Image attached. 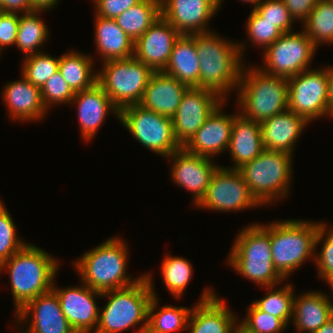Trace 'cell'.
I'll use <instances>...</instances> for the list:
<instances>
[{"instance_id": "40", "label": "cell", "mask_w": 333, "mask_h": 333, "mask_svg": "<svg viewBox=\"0 0 333 333\" xmlns=\"http://www.w3.org/2000/svg\"><path fill=\"white\" fill-rule=\"evenodd\" d=\"M246 32L248 38L253 45H258L265 50L268 46L273 44L283 33L270 23L252 8L250 15L247 18Z\"/></svg>"}, {"instance_id": "54", "label": "cell", "mask_w": 333, "mask_h": 333, "mask_svg": "<svg viewBox=\"0 0 333 333\" xmlns=\"http://www.w3.org/2000/svg\"><path fill=\"white\" fill-rule=\"evenodd\" d=\"M2 2L3 0H0V10L2 11Z\"/></svg>"}, {"instance_id": "43", "label": "cell", "mask_w": 333, "mask_h": 333, "mask_svg": "<svg viewBox=\"0 0 333 333\" xmlns=\"http://www.w3.org/2000/svg\"><path fill=\"white\" fill-rule=\"evenodd\" d=\"M255 10L264 20L273 23L282 33L293 31L294 19L291 17L283 0H263Z\"/></svg>"}, {"instance_id": "26", "label": "cell", "mask_w": 333, "mask_h": 333, "mask_svg": "<svg viewBox=\"0 0 333 333\" xmlns=\"http://www.w3.org/2000/svg\"><path fill=\"white\" fill-rule=\"evenodd\" d=\"M264 150L260 123L250 120L240 113L234 117L230 142L227 148L235 164L229 169H239Z\"/></svg>"}, {"instance_id": "41", "label": "cell", "mask_w": 333, "mask_h": 333, "mask_svg": "<svg viewBox=\"0 0 333 333\" xmlns=\"http://www.w3.org/2000/svg\"><path fill=\"white\" fill-rule=\"evenodd\" d=\"M327 223H322L319 226L315 247L323 240L321 251L315 252L314 261L317 266L318 277L320 280L326 281L333 275V226L327 228ZM325 239V240H324Z\"/></svg>"}, {"instance_id": "3", "label": "cell", "mask_w": 333, "mask_h": 333, "mask_svg": "<svg viewBox=\"0 0 333 333\" xmlns=\"http://www.w3.org/2000/svg\"><path fill=\"white\" fill-rule=\"evenodd\" d=\"M231 249L228 265L246 279L260 287L278 286L285 281L272 261L270 224H248L240 230Z\"/></svg>"}, {"instance_id": "15", "label": "cell", "mask_w": 333, "mask_h": 333, "mask_svg": "<svg viewBox=\"0 0 333 333\" xmlns=\"http://www.w3.org/2000/svg\"><path fill=\"white\" fill-rule=\"evenodd\" d=\"M52 290L56 293L61 304V310L67 318L69 325L76 333H95L100 308L96 303V297H102V292L89 286L78 285L73 287H56Z\"/></svg>"}, {"instance_id": "22", "label": "cell", "mask_w": 333, "mask_h": 333, "mask_svg": "<svg viewBox=\"0 0 333 333\" xmlns=\"http://www.w3.org/2000/svg\"><path fill=\"white\" fill-rule=\"evenodd\" d=\"M72 103L77 107L80 133L84 142L93 139L109 113L119 120L120 110L98 83L90 89L75 93L70 104Z\"/></svg>"}, {"instance_id": "28", "label": "cell", "mask_w": 333, "mask_h": 333, "mask_svg": "<svg viewBox=\"0 0 333 333\" xmlns=\"http://www.w3.org/2000/svg\"><path fill=\"white\" fill-rule=\"evenodd\" d=\"M94 43L102 63L130 58L134 55V42L117 25L115 19L95 16Z\"/></svg>"}, {"instance_id": "38", "label": "cell", "mask_w": 333, "mask_h": 333, "mask_svg": "<svg viewBox=\"0 0 333 333\" xmlns=\"http://www.w3.org/2000/svg\"><path fill=\"white\" fill-rule=\"evenodd\" d=\"M16 231V225L2 201L0 203V265L27 244L21 238L19 239Z\"/></svg>"}, {"instance_id": "10", "label": "cell", "mask_w": 333, "mask_h": 333, "mask_svg": "<svg viewBox=\"0 0 333 333\" xmlns=\"http://www.w3.org/2000/svg\"><path fill=\"white\" fill-rule=\"evenodd\" d=\"M119 121L141 146L159 156L167 159L181 148L174 135L172 119L139 104L121 109Z\"/></svg>"}, {"instance_id": "37", "label": "cell", "mask_w": 333, "mask_h": 333, "mask_svg": "<svg viewBox=\"0 0 333 333\" xmlns=\"http://www.w3.org/2000/svg\"><path fill=\"white\" fill-rule=\"evenodd\" d=\"M23 59L21 76L40 89L58 71L59 58L45 52L28 55Z\"/></svg>"}, {"instance_id": "32", "label": "cell", "mask_w": 333, "mask_h": 333, "mask_svg": "<svg viewBox=\"0 0 333 333\" xmlns=\"http://www.w3.org/2000/svg\"><path fill=\"white\" fill-rule=\"evenodd\" d=\"M161 16V0H142L115 18L117 25L135 42Z\"/></svg>"}, {"instance_id": "46", "label": "cell", "mask_w": 333, "mask_h": 333, "mask_svg": "<svg viewBox=\"0 0 333 333\" xmlns=\"http://www.w3.org/2000/svg\"><path fill=\"white\" fill-rule=\"evenodd\" d=\"M294 21L302 24L310 15L318 0H283ZM297 19V20H296Z\"/></svg>"}, {"instance_id": "33", "label": "cell", "mask_w": 333, "mask_h": 333, "mask_svg": "<svg viewBox=\"0 0 333 333\" xmlns=\"http://www.w3.org/2000/svg\"><path fill=\"white\" fill-rule=\"evenodd\" d=\"M40 12L32 11L20 15L15 46L25 56L39 53L38 47L49 39V30L45 22L39 17Z\"/></svg>"}, {"instance_id": "9", "label": "cell", "mask_w": 333, "mask_h": 333, "mask_svg": "<svg viewBox=\"0 0 333 333\" xmlns=\"http://www.w3.org/2000/svg\"><path fill=\"white\" fill-rule=\"evenodd\" d=\"M97 83L119 109L139 104L153 70L133 56L103 63Z\"/></svg>"}, {"instance_id": "44", "label": "cell", "mask_w": 333, "mask_h": 333, "mask_svg": "<svg viewBox=\"0 0 333 333\" xmlns=\"http://www.w3.org/2000/svg\"><path fill=\"white\" fill-rule=\"evenodd\" d=\"M21 13H0V52L7 46H13L16 42L17 31Z\"/></svg>"}, {"instance_id": "45", "label": "cell", "mask_w": 333, "mask_h": 333, "mask_svg": "<svg viewBox=\"0 0 333 333\" xmlns=\"http://www.w3.org/2000/svg\"><path fill=\"white\" fill-rule=\"evenodd\" d=\"M95 4V15L115 19L122 12L137 5L142 0H92Z\"/></svg>"}, {"instance_id": "48", "label": "cell", "mask_w": 333, "mask_h": 333, "mask_svg": "<svg viewBox=\"0 0 333 333\" xmlns=\"http://www.w3.org/2000/svg\"><path fill=\"white\" fill-rule=\"evenodd\" d=\"M59 0H29L31 12H44L54 8Z\"/></svg>"}, {"instance_id": "47", "label": "cell", "mask_w": 333, "mask_h": 333, "mask_svg": "<svg viewBox=\"0 0 333 333\" xmlns=\"http://www.w3.org/2000/svg\"><path fill=\"white\" fill-rule=\"evenodd\" d=\"M29 13L31 12L29 0H3L2 12L10 13Z\"/></svg>"}, {"instance_id": "18", "label": "cell", "mask_w": 333, "mask_h": 333, "mask_svg": "<svg viewBox=\"0 0 333 333\" xmlns=\"http://www.w3.org/2000/svg\"><path fill=\"white\" fill-rule=\"evenodd\" d=\"M220 7V0H161V15L181 35H191L211 31L207 25Z\"/></svg>"}, {"instance_id": "51", "label": "cell", "mask_w": 333, "mask_h": 333, "mask_svg": "<svg viewBox=\"0 0 333 333\" xmlns=\"http://www.w3.org/2000/svg\"><path fill=\"white\" fill-rule=\"evenodd\" d=\"M243 2L246 3H252L251 5H253V9H255L263 0H242Z\"/></svg>"}, {"instance_id": "24", "label": "cell", "mask_w": 333, "mask_h": 333, "mask_svg": "<svg viewBox=\"0 0 333 333\" xmlns=\"http://www.w3.org/2000/svg\"><path fill=\"white\" fill-rule=\"evenodd\" d=\"M188 88L163 71H154L139 105L172 119Z\"/></svg>"}, {"instance_id": "30", "label": "cell", "mask_w": 333, "mask_h": 333, "mask_svg": "<svg viewBox=\"0 0 333 333\" xmlns=\"http://www.w3.org/2000/svg\"><path fill=\"white\" fill-rule=\"evenodd\" d=\"M151 287L153 297L148 307L146 333H174L187 330L188 320L192 308L166 305L158 311V297L154 291L152 274H144ZM157 310V311H156Z\"/></svg>"}, {"instance_id": "16", "label": "cell", "mask_w": 333, "mask_h": 333, "mask_svg": "<svg viewBox=\"0 0 333 333\" xmlns=\"http://www.w3.org/2000/svg\"><path fill=\"white\" fill-rule=\"evenodd\" d=\"M172 161V181L192 192L193 207L197 205L208 189L211 177L219 165L212 162L211 158L188 152L184 147L167 157Z\"/></svg>"}, {"instance_id": "53", "label": "cell", "mask_w": 333, "mask_h": 333, "mask_svg": "<svg viewBox=\"0 0 333 333\" xmlns=\"http://www.w3.org/2000/svg\"><path fill=\"white\" fill-rule=\"evenodd\" d=\"M234 333H247V332L244 331V330L238 325L237 328L235 329Z\"/></svg>"}, {"instance_id": "12", "label": "cell", "mask_w": 333, "mask_h": 333, "mask_svg": "<svg viewBox=\"0 0 333 333\" xmlns=\"http://www.w3.org/2000/svg\"><path fill=\"white\" fill-rule=\"evenodd\" d=\"M288 80V109L309 123L330 116L328 107V66L307 69Z\"/></svg>"}, {"instance_id": "21", "label": "cell", "mask_w": 333, "mask_h": 333, "mask_svg": "<svg viewBox=\"0 0 333 333\" xmlns=\"http://www.w3.org/2000/svg\"><path fill=\"white\" fill-rule=\"evenodd\" d=\"M226 101L227 100H224L214 109V111L207 117L204 124L184 146L188 152L213 158L214 156L216 157V155L227 151L234 117L239 112L237 110L233 115L224 114L222 108Z\"/></svg>"}, {"instance_id": "8", "label": "cell", "mask_w": 333, "mask_h": 333, "mask_svg": "<svg viewBox=\"0 0 333 333\" xmlns=\"http://www.w3.org/2000/svg\"><path fill=\"white\" fill-rule=\"evenodd\" d=\"M292 156L286 152L264 149L238 169L251 194L262 206L288 198L293 174Z\"/></svg>"}, {"instance_id": "29", "label": "cell", "mask_w": 333, "mask_h": 333, "mask_svg": "<svg viewBox=\"0 0 333 333\" xmlns=\"http://www.w3.org/2000/svg\"><path fill=\"white\" fill-rule=\"evenodd\" d=\"M199 69L195 39L191 35H180L163 72L190 88L199 87Z\"/></svg>"}, {"instance_id": "20", "label": "cell", "mask_w": 333, "mask_h": 333, "mask_svg": "<svg viewBox=\"0 0 333 333\" xmlns=\"http://www.w3.org/2000/svg\"><path fill=\"white\" fill-rule=\"evenodd\" d=\"M180 35L161 15L134 42L133 57L153 71H163L169 62L174 43Z\"/></svg>"}, {"instance_id": "39", "label": "cell", "mask_w": 333, "mask_h": 333, "mask_svg": "<svg viewBox=\"0 0 333 333\" xmlns=\"http://www.w3.org/2000/svg\"><path fill=\"white\" fill-rule=\"evenodd\" d=\"M247 316L238 325L247 333H280L288 325L275 316L259 310L253 303L247 308Z\"/></svg>"}, {"instance_id": "14", "label": "cell", "mask_w": 333, "mask_h": 333, "mask_svg": "<svg viewBox=\"0 0 333 333\" xmlns=\"http://www.w3.org/2000/svg\"><path fill=\"white\" fill-rule=\"evenodd\" d=\"M223 101L213 90L201 87L187 89L172 118L174 135L181 147L190 141L207 117Z\"/></svg>"}, {"instance_id": "42", "label": "cell", "mask_w": 333, "mask_h": 333, "mask_svg": "<svg viewBox=\"0 0 333 333\" xmlns=\"http://www.w3.org/2000/svg\"><path fill=\"white\" fill-rule=\"evenodd\" d=\"M40 91L42 103L47 111L52 105H69L75 95L59 70L46 81Z\"/></svg>"}, {"instance_id": "6", "label": "cell", "mask_w": 333, "mask_h": 333, "mask_svg": "<svg viewBox=\"0 0 333 333\" xmlns=\"http://www.w3.org/2000/svg\"><path fill=\"white\" fill-rule=\"evenodd\" d=\"M104 297L108 298V302L103 310L100 309L102 312L99 313L95 333H121L137 325L140 326L137 333H146L148 307L153 293L145 275L126 288L102 292Z\"/></svg>"}, {"instance_id": "11", "label": "cell", "mask_w": 333, "mask_h": 333, "mask_svg": "<svg viewBox=\"0 0 333 333\" xmlns=\"http://www.w3.org/2000/svg\"><path fill=\"white\" fill-rule=\"evenodd\" d=\"M317 48L302 30L283 33L263 53V71L289 79L304 70L310 69Z\"/></svg>"}, {"instance_id": "17", "label": "cell", "mask_w": 333, "mask_h": 333, "mask_svg": "<svg viewBox=\"0 0 333 333\" xmlns=\"http://www.w3.org/2000/svg\"><path fill=\"white\" fill-rule=\"evenodd\" d=\"M15 316L17 325L29 321L24 333H76L62 313L59 298L53 290L30 300Z\"/></svg>"}, {"instance_id": "4", "label": "cell", "mask_w": 333, "mask_h": 333, "mask_svg": "<svg viewBox=\"0 0 333 333\" xmlns=\"http://www.w3.org/2000/svg\"><path fill=\"white\" fill-rule=\"evenodd\" d=\"M128 245L122 238L110 237L76 259L74 268L80 281L90 288L104 292L135 284L140 278L127 275Z\"/></svg>"}, {"instance_id": "19", "label": "cell", "mask_w": 333, "mask_h": 333, "mask_svg": "<svg viewBox=\"0 0 333 333\" xmlns=\"http://www.w3.org/2000/svg\"><path fill=\"white\" fill-rule=\"evenodd\" d=\"M205 288L192 307L187 330L189 333H234L238 326L236 313L227 307L224 300L217 297L216 292Z\"/></svg>"}, {"instance_id": "31", "label": "cell", "mask_w": 333, "mask_h": 333, "mask_svg": "<svg viewBox=\"0 0 333 333\" xmlns=\"http://www.w3.org/2000/svg\"><path fill=\"white\" fill-rule=\"evenodd\" d=\"M58 70L74 93L90 89L97 83L94 60L77 50L67 51L59 57Z\"/></svg>"}, {"instance_id": "36", "label": "cell", "mask_w": 333, "mask_h": 333, "mask_svg": "<svg viewBox=\"0 0 333 333\" xmlns=\"http://www.w3.org/2000/svg\"><path fill=\"white\" fill-rule=\"evenodd\" d=\"M161 265V277L167 291L174 298H181L193 275L191 262L183 257L167 254Z\"/></svg>"}, {"instance_id": "49", "label": "cell", "mask_w": 333, "mask_h": 333, "mask_svg": "<svg viewBox=\"0 0 333 333\" xmlns=\"http://www.w3.org/2000/svg\"><path fill=\"white\" fill-rule=\"evenodd\" d=\"M328 107L330 117H333V66H328Z\"/></svg>"}, {"instance_id": "13", "label": "cell", "mask_w": 333, "mask_h": 333, "mask_svg": "<svg viewBox=\"0 0 333 333\" xmlns=\"http://www.w3.org/2000/svg\"><path fill=\"white\" fill-rule=\"evenodd\" d=\"M262 206L251 194L238 169L219 166L213 173L205 195L198 208L218 212H237Z\"/></svg>"}, {"instance_id": "23", "label": "cell", "mask_w": 333, "mask_h": 333, "mask_svg": "<svg viewBox=\"0 0 333 333\" xmlns=\"http://www.w3.org/2000/svg\"><path fill=\"white\" fill-rule=\"evenodd\" d=\"M2 91L3 102L10 119L32 122L40 121L46 116L48 111L42 103L40 88L24 76L20 80L7 83Z\"/></svg>"}, {"instance_id": "50", "label": "cell", "mask_w": 333, "mask_h": 333, "mask_svg": "<svg viewBox=\"0 0 333 333\" xmlns=\"http://www.w3.org/2000/svg\"><path fill=\"white\" fill-rule=\"evenodd\" d=\"M311 333H333V317H331L325 324H323L318 330Z\"/></svg>"}, {"instance_id": "25", "label": "cell", "mask_w": 333, "mask_h": 333, "mask_svg": "<svg viewBox=\"0 0 333 333\" xmlns=\"http://www.w3.org/2000/svg\"><path fill=\"white\" fill-rule=\"evenodd\" d=\"M309 122L289 109L260 123L264 149L293 154L298 138Z\"/></svg>"}, {"instance_id": "27", "label": "cell", "mask_w": 333, "mask_h": 333, "mask_svg": "<svg viewBox=\"0 0 333 333\" xmlns=\"http://www.w3.org/2000/svg\"><path fill=\"white\" fill-rule=\"evenodd\" d=\"M295 294L293 299V318L296 332L311 333L318 330L333 317V303L327 293L311 291Z\"/></svg>"}, {"instance_id": "1", "label": "cell", "mask_w": 333, "mask_h": 333, "mask_svg": "<svg viewBox=\"0 0 333 333\" xmlns=\"http://www.w3.org/2000/svg\"><path fill=\"white\" fill-rule=\"evenodd\" d=\"M191 36L195 39L200 64L199 87L213 90L224 100L228 99L227 95L237 89L241 79L247 43L228 40L213 30Z\"/></svg>"}, {"instance_id": "2", "label": "cell", "mask_w": 333, "mask_h": 333, "mask_svg": "<svg viewBox=\"0 0 333 333\" xmlns=\"http://www.w3.org/2000/svg\"><path fill=\"white\" fill-rule=\"evenodd\" d=\"M58 264V259L44 249L27 243L0 265V273L9 271L15 313L30 300L52 290Z\"/></svg>"}, {"instance_id": "52", "label": "cell", "mask_w": 333, "mask_h": 333, "mask_svg": "<svg viewBox=\"0 0 333 333\" xmlns=\"http://www.w3.org/2000/svg\"><path fill=\"white\" fill-rule=\"evenodd\" d=\"M326 282H327L328 285L330 286V289H332V291H333V275L330 276V277L326 280ZM332 295H333V293H332Z\"/></svg>"}, {"instance_id": "34", "label": "cell", "mask_w": 333, "mask_h": 333, "mask_svg": "<svg viewBox=\"0 0 333 333\" xmlns=\"http://www.w3.org/2000/svg\"><path fill=\"white\" fill-rule=\"evenodd\" d=\"M302 24L316 48L322 43L333 44V0H318Z\"/></svg>"}, {"instance_id": "5", "label": "cell", "mask_w": 333, "mask_h": 333, "mask_svg": "<svg viewBox=\"0 0 333 333\" xmlns=\"http://www.w3.org/2000/svg\"><path fill=\"white\" fill-rule=\"evenodd\" d=\"M236 92L239 113L258 123L288 109V80L259 66L244 65Z\"/></svg>"}, {"instance_id": "35", "label": "cell", "mask_w": 333, "mask_h": 333, "mask_svg": "<svg viewBox=\"0 0 333 333\" xmlns=\"http://www.w3.org/2000/svg\"><path fill=\"white\" fill-rule=\"evenodd\" d=\"M285 285V286H284ZM280 289L274 286L262 287L268 290L266 295L260 300L252 303L261 311L282 319L287 325L293 318V299L295 290L292 284H284Z\"/></svg>"}, {"instance_id": "7", "label": "cell", "mask_w": 333, "mask_h": 333, "mask_svg": "<svg viewBox=\"0 0 333 333\" xmlns=\"http://www.w3.org/2000/svg\"><path fill=\"white\" fill-rule=\"evenodd\" d=\"M323 222L282 220L270 224L272 261L276 271L284 278L298 270L306 260L315 258V240Z\"/></svg>"}]
</instances>
